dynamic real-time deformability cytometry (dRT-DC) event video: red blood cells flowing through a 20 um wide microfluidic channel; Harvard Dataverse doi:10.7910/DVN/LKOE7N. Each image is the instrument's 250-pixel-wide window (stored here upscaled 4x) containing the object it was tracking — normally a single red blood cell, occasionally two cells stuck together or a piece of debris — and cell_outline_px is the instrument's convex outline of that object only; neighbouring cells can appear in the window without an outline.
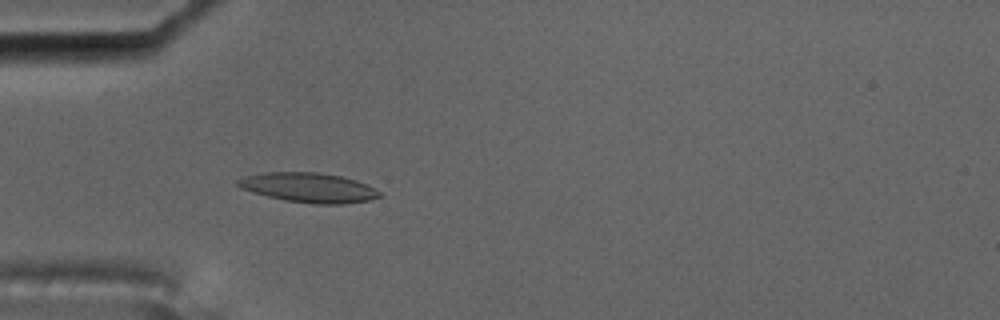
{"species": "common noctule bat (a hibernating species)", "species_latin": "Nyctalus noctula", "temperature_condition": "cold", "stored_images_in_passage": 5, "camera_frame_rate_fps": 3000, "um_per_image_px": 0.085, "animal": {"sex": "male", "body_mass_g": 17.5, "forearm_length_mm": 52.3}, "frame": {"image": 1, "passage_image": 5, "time_ms": 1.333, "image_size_px": [1000, 320], "cell_outline_px": [[380, 196], [368, 200], [344, 204], [316, 204], [284, 200], [252, 192], [240, 188], [236, 184], [236, 180], [244, 176], [264, 172], [320, 172], [340, 176], [356, 180], [380, 192]], "centroid_in_image_um": [26.18, 15.94], "position_along_channel_um": 58.8, "area_um2": 24.33}}